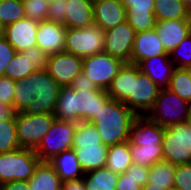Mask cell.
<instances>
[{
    "instance_id": "6da1fadb",
    "label": "cell",
    "mask_w": 191,
    "mask_h": 190,
    "mask_svg": "<svg viewBox=\"0 0 191 190\" xmlns=\"http://www.w3.org/2000/svg\"><path fill=\"white\" fill-rule=\"evenodd\" d=\"M137 115L124 103L109 99L90 122L106 146L129 141L130 127Z\"/></svg>"
},
{
    "instance_id": "7a4b0ae2",
    "label": "cell",
    "mask_w": 191,
    "mask_h": 190,
    "mask_svg": "<svg viewBox=\"0 0 191 190\" xmlns=\"http://www.w3.org/2000/svg\"><path fill=\"white\" fill-rule=\"evenodd\" d=\"M72 149L85 173L105 168L109 147L102 143L100 134L90 122L77 123Z\"/></svg>"
},
{
    "instance_id": "3957f363",
    "label": "cell",
    "mask_w": 191,
    "mask_h": 190,
    "mask_svg": "<svg viewBox=\"0 0 191 190\" xmlns=\"http://www.w3.org/2000/svg\"><path fill=\"white\" fill-rule=\"evenodd\" d=\"M26 81L29 84L30 93L35 95V99L28 104L23 112L28 114H53L61 87L50 77L45 68L32 72L26 78Z\"/></svg>"
},
{
    "instance_id": "277c9868",
    "label": "cell",
    "mask_w": 191,
    "mask_h": 190,
    "mask_svg": "<svg viewBox=\"0 0 191 190\" xmlns=\"http://www.w3.org/2000/svg\"><path fill=\"white\" fill-rule=\"evenodd\" d=\"M191 112V104L170 89H162L146 116L164 128L183 123Z\"/></svg>"
},
{
    "instance_id": "5b68a950",
    "label": "cell",
    "mask_w": 191,
    "mask_h": 190,
    "mask_svg": "<svg viewBox=\"0 0 191 190\" xmlns=\"http://www.w3.org/2000/svg\"><path fill=\"white\" fill-rule=\"evenodd\" d=\"M40 159L33 149L18 148L0 153V185L10 181H28Z\"/></svg>"
},
{
    "instance_id": "8992f818",
    "label": "cell",
    "mask_w": 191,
    "mask_h": 190,
    "mask_svg": "<svg viewBox=\"0 0 191 190\" xmlns=\"http://www.w3.org/2000/svg\"><path fill=\"white\" fill-rule=\"evenodd\" d=\"M162 154L163 160L172 164H191V130L185 122L165 128Z\"/></svg>"
},
{
    "instance_id": "52a82bcc",
    "label": "cell",
    "mask_w": 191,
    "mask_h": 190,
    "mask_svg": "<svg viewBox=\"0 0 191 190\" xmlns=\"http://www.w3.org/2000/svg\"><path fill=\"white\" fill-rule=\"evenodd\" d=\"M55 119L56 117L50 113H15L17 137L20 147L35 150Z\"/></svg>"
},
{
    "instance_id": "ba28073f",
    "label": "cell",
    "mask_w": 191,
    "mask_h": 190,
    "mask_svg": "<svg viewBox=\"0 0 191 190\" xmlns=\"http://www.w3.org/2000/svg\"><path fill=\"white\" fill-rule=\"evenodd\" d=\"M65 52L82 58L104 52V30L95 23L86 28H68Z\"/></svg>"
},
{
    "instance_id": "9c48e42d",
    "label": "cell",
    "mask_w": 191,
    "mask_h": 190,
    "mask_svg": "<svg viewBox=\"0 0 191 190\" xmlns=\"http://www.w3.org/2000/svg\"><path fill=\"white\" fill-rule=\"evenodd\" d=\"M76 122H66L55 119L49 131L43 136L34 150L40 161H48L61 152L72 149Z\"/></svg>"
},
{
    "instance_id": "30bf717a",
    "label": "cell",
    "mask_w": 191,
    "mask_h": 190,
    "mask_svg": "<svg viewBox=\"0 0 191 190\" xmlns=\"http://www.w3.org/2000/svg\"><path fill=\"white\" fill-rule=\"evenodd\" d=\"M123 64L122 60L102 52L83 57L82 73L97 88L107 90Z\"/></svg>"
},
{
    "instance_id": "8fae6325",
    "label": "cell",
    "mask_w": 191,
    "mask_h": 190,
    "mask_svg": "<svg viewBox=\"0 0 191 190\" xmlns=\"http://www.w3.org/2000/svg\"><path fill=\"white\" fill-rule=\"evenodd\" d=\"M45 69L60 87H68L82 73L83 58L65 51L52 54L48 56Z\"/></svg>"
},
{
    "instance_id": "7c38bea8",
    "label": "cell",
    "mask_w": 191,
    "mask_h": 190,
    "mask_svg": "<svg viewBox=\"0 0 191 190\" xmlns=\"http://www.w3.org/2000/svg\"><path fill=\"white\" fill-rule=\"evenodd\" d=\"M160 88L137 65V78H133V96L124 103L136 115H146L158 98Z\"/></svg>"
},
{
    "instance_id": "4fadbf2b",
    "label": "cell",
    "mask_w": 191,
    "mask_h": 190,
    "mask_svg": "<svg viewBox=\"0 0 191 190\" xmlns=\"http://www.w3.org/2000/svg\"><path fill=\"white\" fill-rule=\"evenodd\" d=\"M135 35L136 31L127 21L104 32V52L124 63H131Z\"/></svg>"
},
{
    "instance_id": "5bb4252c",
    "label": "cell",
    "mask_w": 191,
    "mask_h": 190,
    "mask_svg": "<svg viewBox=\"0 0 191 190\" xmlns=\"http://www.w3.org/2000/svg\"><path fill=\"white\" fill-rule=\"evenodd\" d=\"M48 55L37 46L16 52L5 69V75L17 80L27 78L32 72L46 67Z\"/></svg>"
},
{
    "instance_id": "9a60e30c",
    "label": "cell",
    "mask_w": 191,
    "mask_h": 190,
    "mask_svg": "<svg viewBox=\"0 0 191 190\" xmlns=\"http://www.w3.org/2000/svg\"><path fill=\"white\" fill-rule=\"evenodd\" d=\"M126 9V21L138 32L155 29L154 0H121Z\"/></svg>"
},
{
    "instance_id": "2e32d148",
    "label": "cell",
    "mask_w": 191,
    "mask_h": 190,
    "mask_svg": "<svg viewBox=\"0 0 191 190\" xmlns=\"http://www.w3.org/2000/svg\"><path fill=\"white\" fill-rule=\"evenodd\" d=\"M109 99L107 90H74L75 122H91Z\"/></svg>"
},
{
    "instance_id": "e0dca14e",
    "label": "cell",
    "mask_w": 191,
    "mask_h": 190,
    "mask_svg": "<svg viewBox=\"0 0 191 190\" xmlns=\"http://www.w3.org/2000/svg\"><path fill=\"white\" fill-rule=\"evenodd\" d=\"M38 22L27 17L5 26L4 37L8 43L21 52L36 46Z\"/></svg>"
},
{
    "instance_id": "ac0fdd59",
    "label": "cell",
    "mask_w": 191,
    "mask_h": 190,
    "mask_svg": "<svg viewBox=\"0 0 191 190\" xmlns=\"http://www.w3.org/2000/svg\"><path fill=\"white\" fill-rule=\"evenodd\" d=\"M67 28L51 21L38 23L36 46L48 56L65 51Z\"/></svg>"
},
{
    "instance_id": "d6986e66",
    "label": "cell",
    "mask_w": 191,
    "mask_h": 190,
    "mask_svg": "<svg viewBox=\"0 0 191 190\" xmlns=\"http://www.w3.org/2000/svg\"><path fill=\"white\" fill-rule=\"evenodd\" d=\"M155 31L167 53H171L191 34V19L157 21Z\"/></svg>"
},
{
    "instance_id": "ffe728a7",
    "label": "cell",
    "mask_w": 191,
    "mask_h": 190,
    "mask_svg": "<svg viewBox=\"0 0 191 190\" xmlns=\"http://www.w3.org/2000/svg\"><path fill=\"white\" fill-rule=\"evenodd\" d=\"M165 128L149 119L146 115H137L130 127L129 142L132 145L162 144Z\"/></svg>"
},
{
    "instance_id": "44dd1931",
    "label": "cell",
    "mask_w": 191,
    "mask_h": 190,
    "mask_svg": "<svg viewBox=\"0 0 191 190\" xmlns=\"http://www.w3.org/2000/svg\"><path fill=\"white\" fill-rule=\"evenodd\" d=\"M94 23L104 32L126 21V9L121 0H101L93 3Z\"/></svg>"
},
{
    "instance_id": "7402d4cb",
    "label": "cell",
    "mask_w": 191,
    "mask_h": 190,
    "mask_svg": "<svg viewBox=\"0 0 191 190\" xmlns=\"http://www.w3.org/2000/svg\"><path fill=\"white\" fill-rule=\"evenodd\" d=\"M159 55H169L155 29L138 32L132 49L131 63L139 65L143 60Z\"/></svg>"
},
{
    "instance_id": "603a6c76",
    "label": "cell",
    "mask_w": 191,
    "mask_h": 190,
    "mask_svg": "<svg viewBox=\"0 0 191 190\" xmlns=\"http://www.w3.org/2000/svg\"><path fill=\"white\" fill-rule=\"evenodd\" d=\"M139 68L162 90L168 88L175 65L170 55H159L143 60Z\"/></svg>"
},
{
    "instance_id": "cb8c5ba5",
    "label": "cell",
    "mask_w": 191,
    "mask_h": 190,
    "mask_svg": "<svg viewBox=\"0 0 191 190\" xmlns=\"http://www.w3.org/2000/svg\"><path fill=\"white\" fill-rule=\"evenodd\" d=\"M133 78H137V64L124 63L107 89L110 98L125 103L133 96Z\"/></svg>"
},
{
    "instance_id": "d4e9b609",
    "label": "cell",
    "mask_w": 191,
    "mask_h": 190,
    "mask_svg": "<svg viewBox=\"0 0 191 190\" xmlns=\"http://www.w3.org/2000/svg\"><path fill=\"white\" fill-rule=\"evenodd\" d=\"M47 162L56 171L61 182L76 180L85 175L73 149L65 150Z\"/></svg>"
},
{
    "instance_id": "484cf974",
    "label": "cell",
    "mask_w": 191,
    "mask_h": 190,
    "mask_svg": "<svg viewBox=\"0 0 191 190\" xmlns=\"http://www.w3.org/2000/svg\"><path fill=\"white\" fill-rule=\"evenodd\" d=\"M66 20L64 26L68 28H86L94 23V10L91 0H67Z\"/></svg>"
},
{
    "instance_id": "4316f807",
    "label": "cell",
    "mask_w": 191,
    "mask_h": 190,
    "mask_svg": "<svg viewBox=\"0 0 191 190\" xmlns=\"http://www.w3.org/2000/svg\"><path fill=\"white\" fill-rule=\"evenodd\" d=\"M31 190H61V180L47 161H40L28 180Z\"/></svg>"
},
{
    "instance_id": "83f0119b",
    "label": "cell",
    "mask_w": 191,
    "mask_h": 190,
    "mask_svg": "<svg viewBox=\"0 0 191 190\" xmlns=\"http://www.w3.org/2000/svg\"><path fill=\"white\" fill-rule=\"evenodd\" d=\"M150 167L132 163L123 173L118 174L115 190H141L147 184Z\"/></svg>"
},
{
    "instance_id": "f1b7e54d",
    "label": "cell",
    "mask_w": 191,
    "mask_h": 190,
    "mask_svg": "<svg viewBox=\"0 0 191 190\" xmlns=\"http://www.w3.org/2000/svg\"><path fill=\"white\" fill-rule=\"evenodd\" d=\"M154 14L157 21L191 19L182 0H154Z\"/></svg>"
},
{
    "instance_id": "f546056e",
    "label": "cell",
    "mask_w": 191,
    "mask_h": 190,
    "mask_svg": "<svg viewBox=\"0 0 191 190\" xmlns=\"http://www.w3.org/2000/svg\"><path fill=\"white\" fill-rule=\"evenodd\" d=\"M133 163L130 142L115 144L109 146L107 161L105 167L116 174L125 172Z\"/></svg>"
},
{
    "instance_id": "4dcf8cb0",
    "label": "cell",
    "mask_w": 191,
    "mask_h": 190,
    "mask_svg": "<svg viewBox=\"0 0 191 190\" xmlns=\"http://www.w3.org/2000/svg\"><path fill=\"white\" fill-rule=\"evenodd\" d=\"M176 165L167 161H159L150 167L147 184L167 190H173Z\"/></svg>"
},
{
    "instance_id": "1f68e13d",
    "label": "cell",
    "mask_w": 191,
    "mask_h": 190,
    "mask_svg": "<svg viewBox=\"0 0 191 190\" xmlns=\"http://www.w3.org/2000/svg\"><path fill=\"white\" fill-rule=\"evenodd\" d=\"M87 190H115L118 174L105 168L97 169L83 176Z\"/></svg>"
},
{
    "instance_id": "d6a6232c",
    "label": "cell",
    "mask_w": 191,
    "mask_h": 190,
    "mask_svg": "<svg viewBox=\"0 0 191 190\" xmlns=\"http://www.w3.org/2000/svg\"><path fill=\"white\" fill-rule=\"evenodd\" d=\"M130 152L135 164L151 167L163 160L162 144H142L141 146L130 144Z\"/></svg>"
},
{
    "instance_id": "836d02e7",
    "label": "cell",
    "mask_w": 191,
    "mask_h": 190,
    "mask_svg": "<svg viewBox=\"0 0 191 190\" xmlns=\"http://www.w3.org/2000/svg\"><path fill=\"white\" fill-rule=\"evenodd\" d=\"M57 120L75 122L74 89L61 87L53 113Z\"/></svg>"
},
{
    "instance_id": "e575fe53",
    "label": "cell",
    "mask_w": 191,
    "mask_h": 190,
    "mask_svg": "<svg viewBox=\"0 0 191 190\" xmlns=\"http://www.w3.org/2000/svg\"><path fill=\"white\" fill-rule=\"evenodd\" d=\"M168 89L191 104V68L175 67Z\"/></svg>"
},
{
    "instance_id": "d590c367",
    "label": "cell",
    "mask_w": 191,
    "mask_h": 190,
    "mask_svg": "<svg viewBox=\"0 0 191 190\" xmlns=\"http://www.w3.org/2000/svg\"><path fill=\"white\" fill-rule=\"evenodd\" d=\"M21 148L17 137L15 115L4 121H0V153L11 152Z\"/></svg>"
},
{
    "instance_id": "8d00e7d4",
    "label": "cell",
    "mask_w": 191,
    "mask_h": 190,
    "mask_svg": "<svg viewBox=\"0 0 191 190\" xmlns=\"http://www.w3.org/2000/svg\"><path fill=\"white\" fill-rule=\"evenodd\" d=\"M25 17L22 0H0V21L4 27Z\"/></svg>"
},
{
    "instance_id": "74e56055",
    "label": "cell",
    "mask_w": 191,
    "mask_h": 190,
    "mask_svg": "<svg viewBox=\"0 0 191 190\" xmlns=\"http://www.w3.org/2000/svg\"><path fill=\"white\" fill-rule=\"evenodd\" d=\"M35 99V95H31L29 84L26 78L17 79L16 87L13 94V110L15 113L23 112L28 104Z\"/></svg>"
},
{
    "instance_id": "f35d334b",
    "label": "cell",
    "mask_w": 191,
    "mask_h": 190,
    "mask_svg": "<svg viewBox=\"0 0 191 190\" xmlns=\"http://www.w3.org/2000/svg\"><path fill=\"white\" fill-rule=\"evenodd\" d=\"M170 59L178 68H191V34L170 54Z\"/></svg>"
},
{
    "instance_id": "ab89813d",
    "label": "cell",
    "mask_w": 191,
    "mask_h": 190,
    "mask_svg": "<svg viewBox=\"0 0 191 190\" xmlns=\"http://www.w3.org/2000/svg\"><path fill=\"white\" fill-rule=\"evenodd\" d=\"M27 18L42 22L48 20L49 4L44 0H22Z\"/></svg>"
},
{
    "instance_id": "60d3db41",
    "label": "cell",
    "mask_w": 191,
    "mask_h": 190,
    "mask_svg": "<svg viewBox=\"0 0 191 190\" xmlns=\"http://www.w3.org/2000/svg\"><path fill=\"white\" fill-rule=\"evenodd\" d=\"M173 190H191V164L176 165Z\"/></svg>"
},
{
    "instance_id": "b9f144b4",
    "label": "cell",
    "mask_w": 191,
    "mask_h": 190,
    "mask_svg": "<svg viewBox=\"0 0 191 190\" xmlns=\"http://www.w3.org/2000/svg\"><path fill=\"white\" fill-rule=\"evenodd\" d=\"M16 80L7 76L0 77V102L13 108V94Z\"/></svg>"
},
{
    "instance_id": "7bdbcfd3",
    "label": "cell",
    "mask_w": 191,
    "mask_h": 190,
    "mask_svg": "<svg viewBox=\"0 0 191 190\" xmlns=\"http://www.w3.org/2000/svg\"><path fill=\"white\" fill-rule=\"evenodd\" d=\"M67 0H56L49 5L48 21L63 24L66 20V4Z\"/></svg>"
},
{
    "instance_id": "ee69618b",
    "label": "cell",
    "mask_w": 191,
    "mask_h": 190,
    "mask_svg": "<svg viewBox=\"0 0 191 190\" xmlns=\"http://www.w3.org/2000/svg\"><path fill=\"white\" fill-rule=\"evenodd\" d=\"M15 54L16 50L8 43L4 36H0V77L5 75L6 66Z\"/></svg>"
},
{
    "instance_id": "f6af8a7d",
    "label": "cell",
    "mask_w": 191,
    "mask_h": 190,
    "mask_svg": "<svg viewBox=\"0 0 191 190\" xmlns=\"http://www.w3.org/2000/svg\"><path fill=\"white\" fill-rule=\"evenodd\" d=\"M70 87L74 90L80 91H97L100 88H97L95 84L89 80L83 73L79 74L71 83Z\"/></svg>"
},
{
    "instance_id": "bcb514c9",
    "label": "cell",
    "mask_w": 191,
    "mask_h": 190,
    "mask_svg": "<svg viewBox=\"0 0 191 190\" xmlns=\"http://www.w3.org/2000/svg\"><path fill=\"white\" fill-rule=\"evenodd\" d=\"M61 190H87L84 177L61 182Z\"/></svg>"
},
{
    "instance_id": "7dc6e473",
    "label": "cell",
    "mask_w": 191,
    "mask_h": 190,
    "mask_svg": "<svg viewBox=\"0 0 191 190\" xmlns=\"http://www.w3.org/2000/svg\"><path fill=\"white\" fill-rule=\"evenodd\" d=\"M0 190H31L28 181H10L0 185Z\"/></svg>"
},
{
    "instance_id": "c3c4849f",
    "label": "cell",
    "mask_w": 191,
    "mask_h": 190,
    "mask_svg": "<svg viewBox=\"0 0 191 190\" xmlns=\"http://www.w3.org/2000/svg\"><path fill=\"white\" fill-rule=\"evenodd\" d=\"M15 115V112L11 106L0 102V121L10 119Z\"/></svg>"
},
{
    "instance_id": "681fc988",
    "label": "cell",
    "mask_w": 191,
    "mask_h": 190,
    "mask_svg": "<svg viewBox=\"0 0 191 190\" xmlns=\"http://www.w3.org/2000/svg\"><path fill=\"white\" fill-rule=\"evenodd\" d=\"M141 190H167V189H162L161 187L160 188L153 187V185L151 184H146L145 186L141 188Z\"/></svg>"
},
{
    "instance_id": "f907efd6",
    "label": "cell",
    "mask_w": 191,
    "mask_h": 190,
    "mask_svg": "<svg viewBox=\"0 0 191 190\" xmlns=\"http://www.w3.org/2000/svg\"><path fill=\"white\" fill-rule=\"evenodd\" d=\"M187 8V10L191 13V0H182Z\"/></svg>"
},
{
    "instance_id": "816d5d0a",
    "label": "cell",
    "mask_w": 191,
    "mask_h": 190,
    "mask_svg": "<svg viewBox=\"0 0 191 190\" xmlns=\"http://www.w3.org/2000/svg\"><path fill=\"white\" fill-rule=\"evenodd\" d=\"M185 123L187 127L191 130V112L189 113V116L186 118Z\"/></svg>"
},
{
    "instance_id": "f5cc1de1",
    "label": "cell",
    "mask_w": 191,
    "mask_h": 190,
    "mask_svg": "<svg viewBox=\"0 0 191 190\" xmlns=\"http://www.w3.org/2000/svg\"><path fill=\"white\" fill-rule=\"evenodd\" d=\"M4 29H5V27H4V25L0 21V36L4 35Z\"/></svg>"
},
{
    "instance_id": "db71d44e",
    "label": "cell",
    "mask_w": 191,
    "mask_h": 190,
    "mask_svg": "<svg viewBox=\"0 0 191 190\" xmlns=\"http://www.w3.org/2000/svg\"><path fill=\"white\" fill-rule=\"evenodd\" d=\"M44 1H46L50 5L51 3L55 2L56 0H44Z\"/></svg>"
},
{
    "instance_id": "11a10c76",
    "label": "cell",
    "mask_w": 191,
    "mask_h": 190,
    "mask_svg": "<svg viewBox=\"0 0 191 190\" xmlns=\"http://www.w3.org/2000/svg\"><path fill=\"white\" fill-rule=\"evenodd\" d=\"M92 3H95V2H98V1H101V0H91Z\"/></svg>"
}]
</instances>
